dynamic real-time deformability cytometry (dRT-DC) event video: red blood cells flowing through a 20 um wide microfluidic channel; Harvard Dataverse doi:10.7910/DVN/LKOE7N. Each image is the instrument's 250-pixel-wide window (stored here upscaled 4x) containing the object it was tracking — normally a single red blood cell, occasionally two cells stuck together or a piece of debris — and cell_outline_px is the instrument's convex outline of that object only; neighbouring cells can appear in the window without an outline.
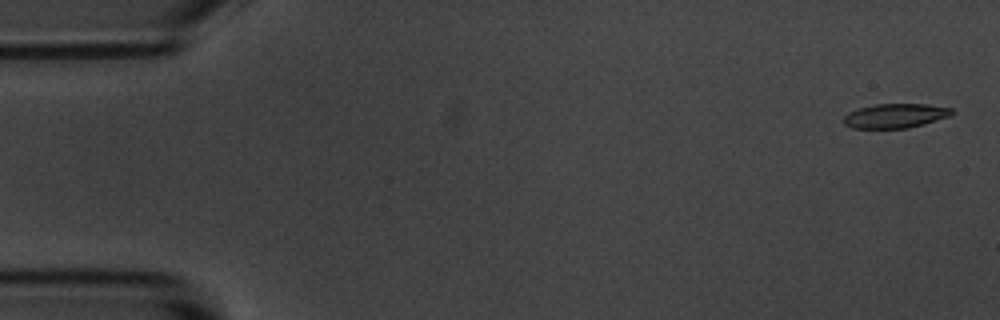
{"species": "common noctule bat (a hibernating species)", "species_latin": "Nyctalus noctula", "temperature_condition": "room temperature", "stored_images_in_passage": 4, "camera_frame_rate_fps": 3000, "um_per_image_px": 0.085, "animal": {"sex": "male", "body_mass_g": 20.1, "forearm_length_mm": 53.5}, "frame": {"image": 1, "passage_image": 1, "time_ms": 0.0, "image_size_px": [1000, 320], "cell_outline_px": [[952, 112], [948, 116], [924, 124], [908, 128], [852, 128], [844, 124], [844, 116], [848, 112], [860, 108], [876, 104], [928, 104], [952, 108]], "centroid_in_image_um": [76.08, 9.84], "position_along_channel_um": 8.9, "area_um2": 15.2}}
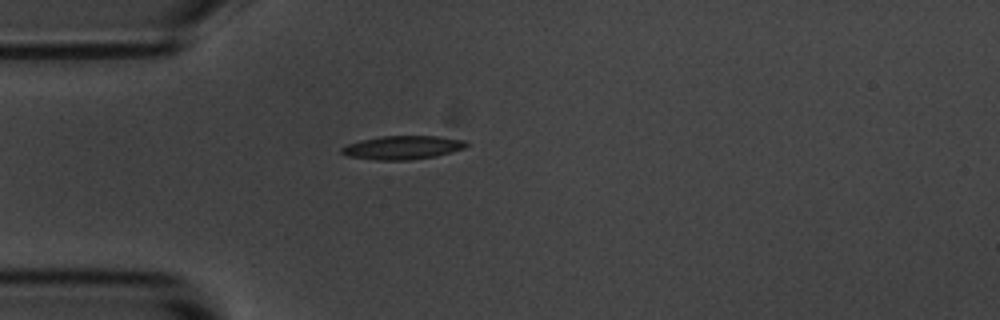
{"frame": {"image": 2, "passage_image": 4, "time_ms": 4.333, "image_size_px": [1000, 320], "cell_outline_px": [[468, 144], [464, 148], [436, 156], [408, 160], [376, 160], [348, 156], [340, 152], [340, 148], [348, 144], [360, 140], [380, 136], [440, 136], [464, 140]], "centroid_in_image_um": [34.19, 12.53], "position_along_channel_um": 50.8, "area_um2": 17.11}}